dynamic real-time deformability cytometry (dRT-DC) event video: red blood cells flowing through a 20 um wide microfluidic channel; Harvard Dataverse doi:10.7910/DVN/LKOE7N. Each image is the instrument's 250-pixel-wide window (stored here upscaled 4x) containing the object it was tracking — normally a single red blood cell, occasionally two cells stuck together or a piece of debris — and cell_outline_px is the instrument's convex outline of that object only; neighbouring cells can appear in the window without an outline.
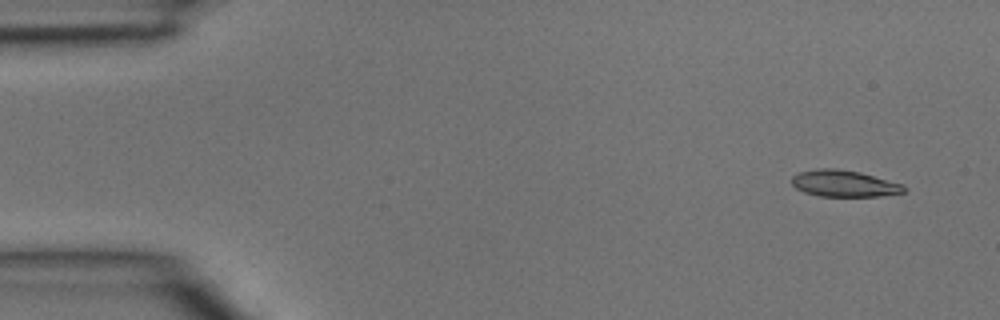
{"species": "common noctule bat (a hibernating species)", "species_latin": "Nyctalus noctula", "temperature_condition": "room temperature", "stored_images_in_passage": 5, "camera_frame_rate_fps": 3000, "um_per_image_px": 0.085, "animal": {"sex": "male", "body_mass_g": 15.6}, "frame": {"image": 1, "passage_image": 1, "time_ms": 0.0, "image_size_px": [1000, 320], "cell_outline_px": [[908, 188], [904, 192], [880, 196], [820, 196], [804, 192], [796, 188], [792, 184], [792, 176], [800, 172], [816, 168], [836, 168], [860, 172], [904, 184]], "centroid_in_image_um": [71.77, 15.59], "position_along_channel_um": 13.2, "area_um2": 17.46}}
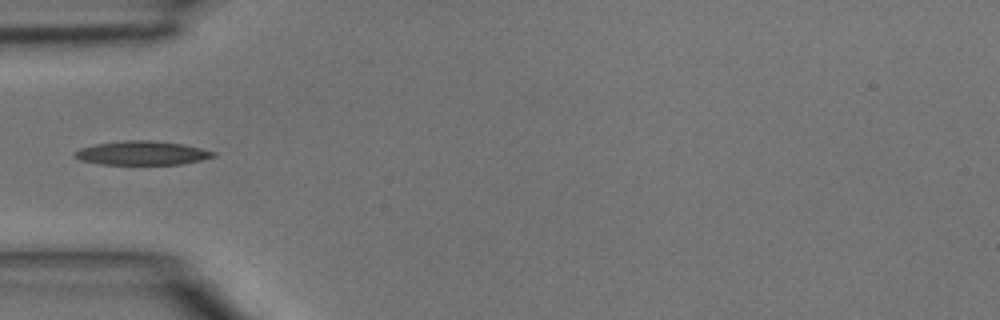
{"frame": {"image": 2, "passage_image": 4, "time_ms": 1.0, "image_size_px": [1000, 320], "cell_outline_px": [[216, 156], [184, 164], [100, 164], [80, 160], [72, 152], [80, 148], [96, 144], [124, 140], [152, 140], [184, 144], [216, 152]], "centroid_in_image_um": [12.08, 13.0], "position_along_channel_um": 72.9, "area_um2": 19.31}}